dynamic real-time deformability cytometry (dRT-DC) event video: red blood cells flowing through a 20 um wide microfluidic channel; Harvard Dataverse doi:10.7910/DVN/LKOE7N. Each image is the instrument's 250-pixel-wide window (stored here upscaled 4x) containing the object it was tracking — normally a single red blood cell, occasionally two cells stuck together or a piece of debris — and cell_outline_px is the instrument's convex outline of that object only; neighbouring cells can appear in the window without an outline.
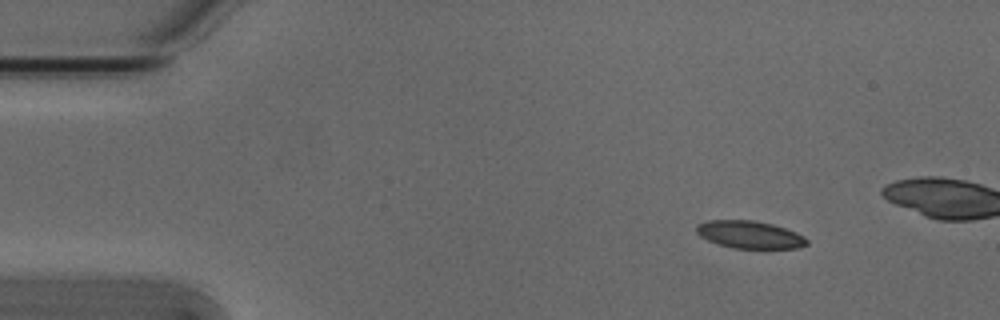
{"species": "Egyptian fruit bat (a non-hibernating species)", "species_latin": "Rousettus aegyptiacus", "temperature_condition": "cold", "stored_images_in_passage": 4, "camera_frame_rate_fps": 3000, "um_per_image_px": 0.085, "animal": {"sex": "male"}, "frame": {"image": 1, "passage_image": 1, "time_ms": 0.0, "image_size_px": [1000, 320], "cell_outline_px": [[808, 244], [800, 248], [764, 252], [732, 248], [716, 244], [700, 236], [696, 232], [696, 224], [708, 220], [752, 220], [772, 224], [796, 232], [804, 236], [808, 240]], "centroid_in_image_um": [63.78, 20.01], "position_along_channel_um": 21.2, "area_um2": 18.79}}